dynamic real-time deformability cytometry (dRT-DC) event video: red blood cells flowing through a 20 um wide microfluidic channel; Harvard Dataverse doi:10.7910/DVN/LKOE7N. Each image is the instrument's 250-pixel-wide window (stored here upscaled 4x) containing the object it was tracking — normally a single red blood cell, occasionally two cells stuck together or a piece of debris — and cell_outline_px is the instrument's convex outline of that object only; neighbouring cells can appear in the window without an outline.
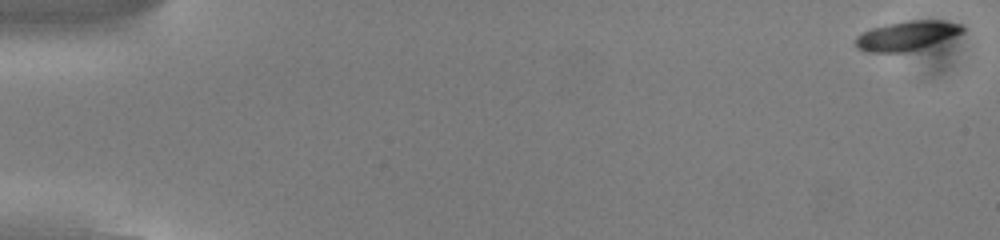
{"species": "common noctule bat (a hibernating species)", "species_latin": "Nyctalus noctula", "temperature_condition": "cold", "stored_images_in_passage": 54, "camera_frame_rate_fps": 3000, "um_per_image_px": 0.085, "animal": {"sex": "male", "body_mass_g": 13.0, "forearm_length_mm": 53.1}, "frame": {"image": 1, "passage_image": 1, "time_ms": 0.0, "image_size_px": [1000, 240], "cell_outline_px": [[964, 32], [920, 48], [904, 52], [868, 52], [856, 48], [856, 36], [872, 28], [888, 24], [908, 20], [940, 20], [960, 24], [964, 28]], "centroid_in_image_um": [77.05, 3.02], "position_along_channel_um": 8.0, "area_um2": 17.92}}
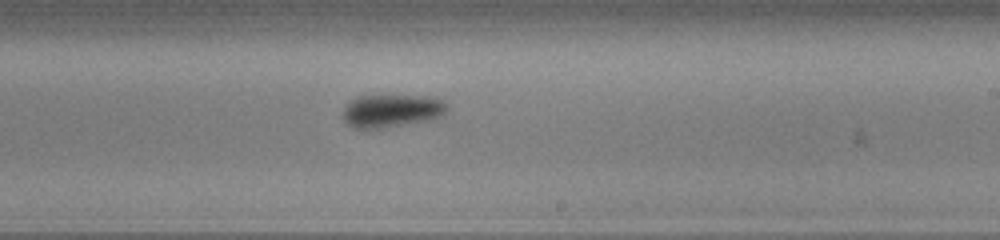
{"frame": {"image": 2, "passage_image": 33, "time_ms": 10.667, "image_size_px": [1000, 240], "cell_outline_px": [[448, 108], [444, 116], [432, 120], [380, 128], [356, 128], [348, 124], [344, 120], [344, 108], [356, 96], [432, 96], [444, 100], [448, 104]], "centroid_in_image_um": [33.38, 9.41], "position_along_channel_um": 255.6, "area_um2": 20.06}}
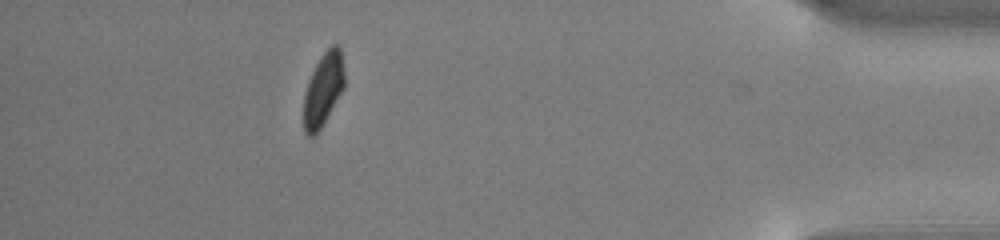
{"frame": {"image": 3, "passage_image": 49, "time_ms": 16.0, "image_size_px": [1000, 240], "cell_outline_px": [[344, 88], [316, 136], [308, 136], [304, 132], [304, 92], [308, 80], [320, 56], [332, 44], [336, 44], [340, 48], [344, 68]], "centroid_in_image_um": [27.47, 7.6], "position_along_channel_um": 407.7, "area_um2": 17.4}, "authors_computed_cell_mechanics": {"area_um2": 18.8717, "velocity_mm_per_s": 3.7915, "shape_relaxation_time_tau1_ms": 5.5107, "shape_relaxation_time_tau2_ms": null, "deformation_change_tau1": 0.1736, "deformation_change_tau2": null}}